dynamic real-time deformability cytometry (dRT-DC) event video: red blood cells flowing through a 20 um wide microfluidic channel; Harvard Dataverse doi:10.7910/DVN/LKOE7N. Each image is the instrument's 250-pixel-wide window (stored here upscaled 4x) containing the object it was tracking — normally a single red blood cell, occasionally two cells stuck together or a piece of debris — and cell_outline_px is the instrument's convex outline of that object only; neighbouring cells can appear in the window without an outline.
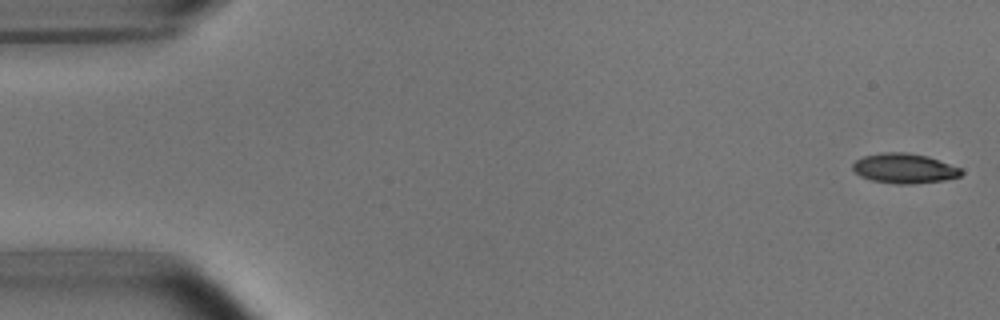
{"species": "common noctule bat (a hibernating species)", "species_latin": "Nyctalus noctula", "temperature_condition": "room temperature", "stored_images_in_passage": 52, "camera_frame_rate_fps": 3000, "um_per_image_px": 0.085, "animal": {"sex": "male", "body_mass_g": 15.6}, "frame": {"image": 1, "passage_image": 1, "time_ms": 0.0, "image_size_px": [1000, 320], "cell_outline_px": [[964, 172], [960, 176], [944, 180], [912, 184], [896, 184], [872, 180], [860, 176], [852, 168], [852, 164], [856, 160], [864, 156], [880, 152], [904, 152], [928, 156], [960, 168]], "centroid_in_image_um": [76.86, 14.31], "position_along_channel_um": 8.1, "area_um2": 18.84}}
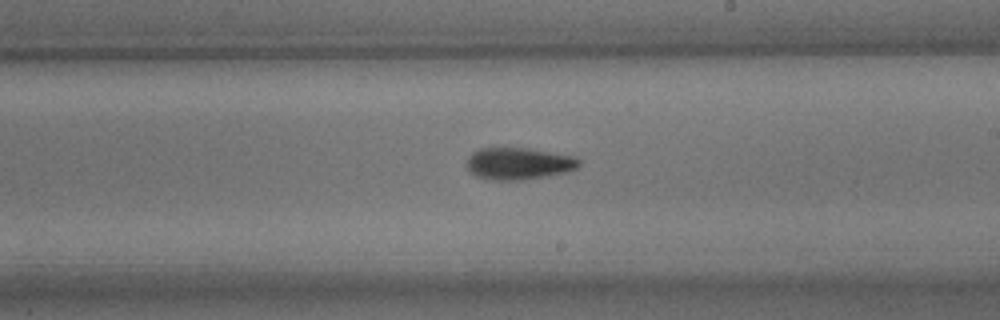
{"frame": {"image": 2, "passage_image": 30, "time_ms": 9.667, "image_size_px": [1000, 320], "cell_outline_px": [[580, 164], [576, 168], [564, 172], [524, 180], [488, 180], [476, 176], [468, 168], [468, 160], [472, 152], [480, 148], [508, 144], [576, 156], [580, 160]], "centroid_in_image_um": [44.07, 13.85], "position_along_channel_um": 244.9, "area_um2": 21.62}}
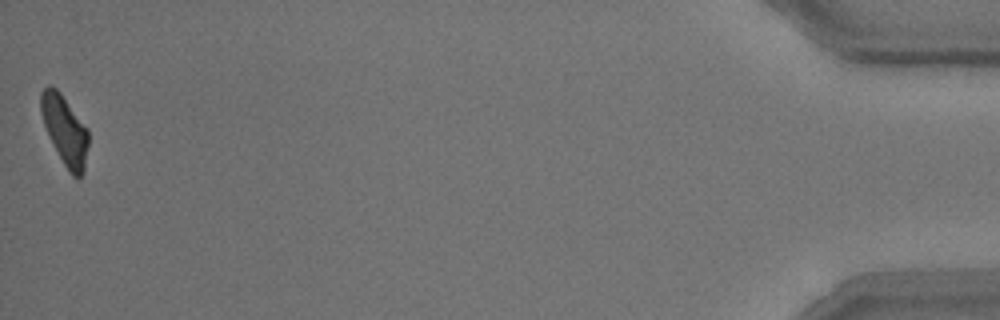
{"frame": {"image": 3, "passage_image": 52, "time_ms": 17.0, "image_size_px": [1000, 320], "cell_outline_px": [[88, 144], [84, 172], [76, 180], [68, 172], [44, 124], [40, 112], [40, 92], [48, 84], [56, 88], [60, 92], [88, 128]], "centroid_in_image_um": [5.52, 11.05], "position_along_channel_um": 429.7, "area_um2": 19.07}, "authors_computed_cell_mechanics": {"area_um2": 19.941, "velocity_mm_per_s": 3.8069, "shape_relaxation_time_tau1_ms": 3.81, "shape_relaxation_time_tau2_ms": 3.4168, "deformation_change_tau1": 0.1625, "deformation_change_tau2": 0.1196}}